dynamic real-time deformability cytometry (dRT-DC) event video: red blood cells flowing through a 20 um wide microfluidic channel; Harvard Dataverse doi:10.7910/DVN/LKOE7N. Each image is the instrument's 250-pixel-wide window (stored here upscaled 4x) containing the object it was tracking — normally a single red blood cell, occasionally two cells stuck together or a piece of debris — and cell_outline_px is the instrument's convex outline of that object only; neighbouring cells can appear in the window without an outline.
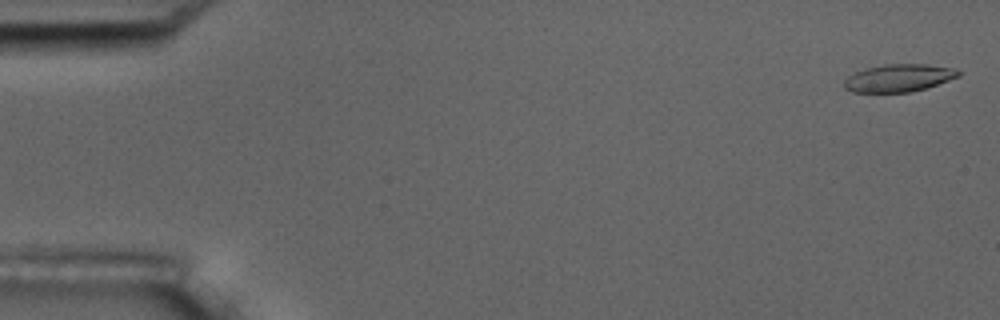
{"species": "common noctule bat (a hibernating species)", "species_latin": "Nyctalus noctula", "temperature_condition": "room temperature", "stored_images_in_passage": 6, "camera_frame_rate_fps": 3000, "um_per_image_px": 0.085, "animal": {"sex": "male", "body_mass_g": 17.5, "forearm_length_mm": 52.3}, "frame": {"image": 1, "passage_image": 1, "time_ms": 0.0, "image_size_px": [1000, 320], "cell_outline_px": [[964, 72], [960, 76], [912, 92], [852, 92], [844, 88], [844, 80], [848, 76], [856, 72], [868, 68], [884, 64], [928, 64], [956, 68]], "centroid_in_image_um": [76.43, 6.62], "position_along_channel_um": 8.6, "area_um2": 18.38}}
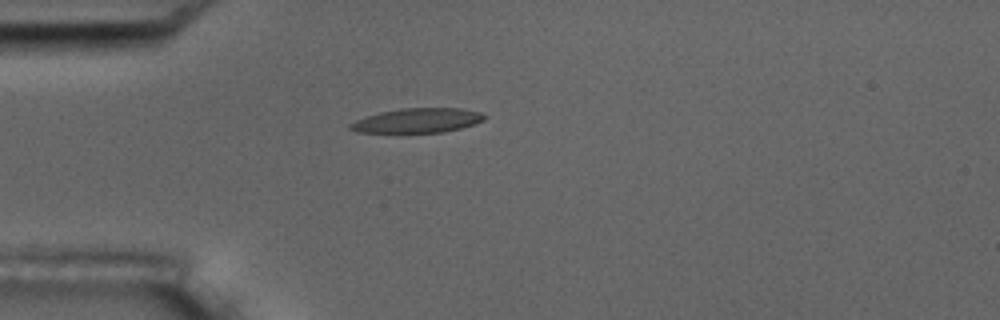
{"frame": {"image": 2, "passage_image": 5, "time_ms": 4.667, "image_size_px": [1000, 320], "cell_outline_px": [[488, 116], [484, 120], [460, 128], [444, 132], [356, 132], [348, 128], [348, 124], [356, 120], [380, 112], [400, 108], [460, 108], [480, 112]], "centroid_in_image_um": [35.48, 10.23], "position_along_channel_um": 49.5, "area_um2": 19.02}}